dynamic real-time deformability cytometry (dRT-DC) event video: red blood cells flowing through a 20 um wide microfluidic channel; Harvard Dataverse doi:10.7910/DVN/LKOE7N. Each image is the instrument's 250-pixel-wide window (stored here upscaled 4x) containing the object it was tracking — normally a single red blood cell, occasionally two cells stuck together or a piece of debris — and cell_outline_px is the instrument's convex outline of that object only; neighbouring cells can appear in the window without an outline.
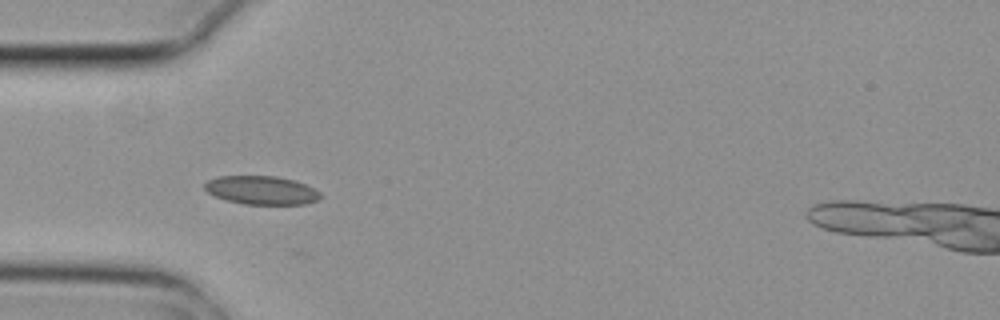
{"species": "common noctule bat (a hibernating species)", "species_latin": "Nyctalus noctula", "temperature_condition": "cold", "stored_images_in_passage": 5, "camera_frame_rate_fps": 3000, "um_per_image_px": 0.085, "animal": {"sex": "female", "body_mass_g": 29.2, "forearm_length_mm": 56.3}, "frame": {"image": 1, "passage_image": 4, "time_ms": 1.0, "image_size_px": [1000, 320], "cell_outline_px": [[324, 196], [320, 200], [304, 204], [244, 204], [228, 200], [216, 196], [208, 192], [204, 188], [204, 184], [208, 180], [216, 176], [276, 176], [292, 180], [304, 184], [320, 192]], "centroid_in_image_um": [22.25, 16.17], "position_along_channel_um": 62.8, "area_um2": 19.19}}
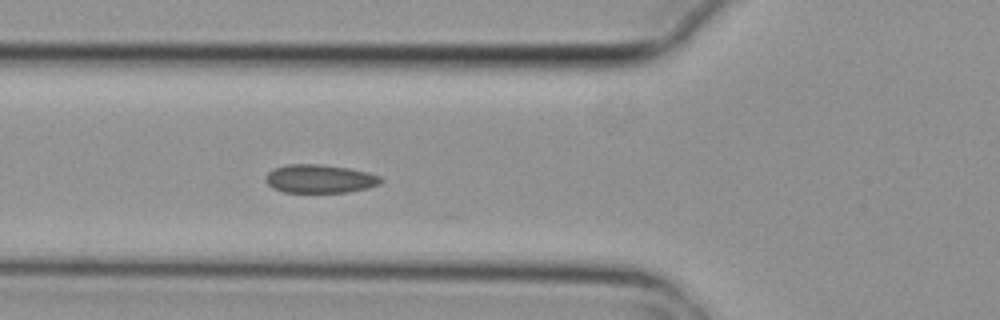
{"frame": {"image": 2, "passage_image": 5, "time_ms": 1.333, "image_size_px": [1000, 320], "cell_outline_px": [[384, 180], [380, 184], [368, 188], [348, 192], [284, 192], [272, 188], [264, 180], [264, 176], [272, 168], [288, 164], [320, 164], [348, 168], [368, 172], [380, 176]], "centroid_in_image_um": [27.16, 15.19], "position_along_channel_um": 98.6, "area_um2": 19.31}}